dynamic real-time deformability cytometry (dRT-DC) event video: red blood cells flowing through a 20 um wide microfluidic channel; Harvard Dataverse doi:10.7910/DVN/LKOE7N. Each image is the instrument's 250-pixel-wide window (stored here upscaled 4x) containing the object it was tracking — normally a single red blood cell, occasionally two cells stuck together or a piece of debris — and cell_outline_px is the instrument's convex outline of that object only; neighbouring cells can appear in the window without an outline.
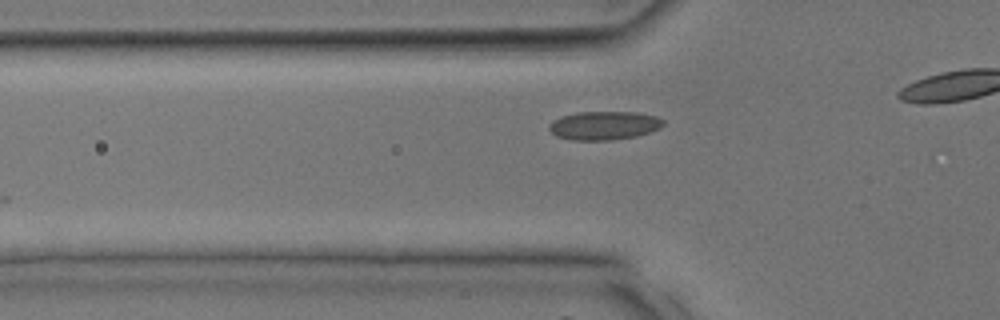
{"species": "common noctule bat (a hibernating species)", "species_latin": "Nyctalus noctula", "temperature_condition": "room temperature", "stored_images_in_passage": 7, "camera_frame_rate_fps": 3000, "um_per_image_px": 0.085, "animal": {"sex": "male", "body_mass_g": 17.9, "forearm_length_mm": 54.2}, "frame": {"image": 1, "passage_image": 3, "time_ms": 0.667, "image_size_px": [1000, 320], "cell_outline_px": [[664, 124], [660, 128], [636, 136], [612, 140], [572, 140], [556, 136], [548, 128], [548, 124], [552, 120], [560, 116], [576, 112], [636, 112], [656, 116], [664, 120]], "centroid_in_image_um": [51.31, 10.66], "position_along_channel_um": 74.5, "area_um2": 19.13}}